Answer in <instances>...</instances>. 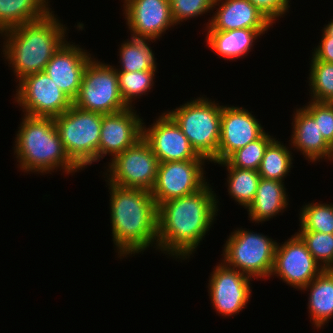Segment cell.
I'll return each instance as SVG.
<instances>
[{
    "instance_id": "cell-12",
    "label": "cell",
    "mask_w": 333,
    "mask_h": 333,
    "mask_svg": "<svg viewBox=\"0 0 333 333\" xmlns=\"http://www.w3.org/2000/svg\"><path fill=\"white\" fill-rule=\"evenodd\" d=\"M214 266L208 283V294L216 314L234 317L245 309L250 301L253 278L218 262ZM252 279V280H251Z\"/></svg>"
},
{
    "instance_id": "cell-11",
    "label": "cell",
    "mask_w": 333,
    "mask_h": 333,
    "mask_svg": "<svg viewBox=\"0 0 333 333\" xmlns=\"http://www.w3.org/2000/svg\"><path fill=\"white\" fill-rule=\"evenodd\" d=\"M206 159L160 162L151 195L157 207L168 200L198 192L208 182Z\"/></svg>"
},
{
    "instance_id": "cell-1",
    "label": "cell",
    "mask_w": 333,
    "mask_h": 333,
    "mask_svg": "<svg viewBox=\"0 0 333 333\" xmlns=\"http://www.w3.org/2000/svg\"><path fill=\"white\" fill-rule=\"evenodd\" d=\"M208 182L198 192L161 203L157 209V249L190 259L218 216L217 194ZM197 248V249H196Z\"/></svg>"
},
{
    "instance_id": "cell-9",
    "label": "cell",
    "mask_w": 333,
    "mask_h": 333,
    "mask_svg": "<svg viewBox=\"0 0 333 333\" xmlns=\"http://www.w3.org/2000/svg\"><path fill=\"white\" fill-rule=\"evenodd\" d=\"M107 163V172H103L107 183L151 191L156 183L160 162L142 137Z\"/></svg>"
},
{
    "instance_id": "cell-6",
    "label": "cell",
    "mask_w": 333,
    "mask_h": 333,
    "mask_svg": "<svg viewBox=\"0 0 333 333\" xmlns=\"http://www.w3.org/2000/svg\"><path fill=\"white\" fill-rule=\"evenodd\" d=\"M102 116L72 105L53 118L64 150L80 170L97 163Z\"/></svg>"
},
{
    "instance_id": "cell-36",
    "label": "cell",
    "mask_w": 333,
    "mask_h": 333,
    "mask_svg": "<svg viewBox=\"0 0 333 333\" xmlns=\"http://www.w3.org/2000/svg\"><path fill=\"white\" fill-rule=\"evenodd\" d=\"M321 36L317 47L312 49V56L317 60L333 63V38L328 37L323 31Z\"/></svg>"
},
{
    "instance_id": "cell-3",
    "label": "cell",
    "mask_w": 333,
    "mask_h": 333,
    "mask_svg": "<svg viewBox=\"0 0 333 333\" xmlns=\"http://www.w3.org/2000/svg\"><path fill=\"white\" fill-rule=\"evenodd\" d=\"M67 30L51 10L40 19L1 33L0 36L4 37L2 57L9 64L10 70L13 69L16 82L27 75L44 71L53 55L68 40Z\"/></svg>"
},
{
    "instance_id": "cell-22",
    "label": "cell",
    "mask_w": 333,
    "mask_h": 333,
    "mask_svg": "<svg viewBox=\"0 0 333 333\" xmlns=\"http://www.w3.org/2000/svg\"><path fill=\"white\" fill-rule=\"evenodd\" d=\"M284 182L260 178L255 197L247 208L252 223H264L287 209L288 193Z\"/></svg>"
},
{
    "instance_id": "cell-25",
    "label": "cell",
    "mask_w": 333,
    "mask_h": 333,
    "mask_svg": "<svg viewBox=\"0 0 333 333\" xmlns=\"http://www.w3.org/2000/svg\"><path fill=\"white\" fill-rule=\"evenodd\" d=\"M124 40L119 47L120 66L116 71L135 72L157 70L156 58L150 47V41L155 42L153 38H136L130 36V39Z\"/></svg>"
},
{
    "instance_id": "cell-17",
    "label": "cell",
    "mask_w": 333,
    "mask_h": 333,
    "mask_svg": "<svg viewBox=\"0 0 333 333\" xmlns=\"http://www.w3.org/2000/svg\"><path fill=\"white\" fill-rule=\"evenodd\" d=\"M244 107L222 105L217 163L258 139L265 130L259 119Z\"/></svg>"
},
{
    "instance_id": "cell-14",
    "label": "cell",
    "mask_w": 333,
    "mask_h": 333,
    "mask_svg": "<svg viewBox=\"0 0 333 333\" xmlns=\"http://www.w3.org/2000/svg\"><path fill=\"white\" fill-rule=\"evenodd\" d=\"M123 16L130 34L136 38L160 39L176 25L169 0H123Z\"/></svg>"
},
{
    "instance_id": "cell-16",
    "label": "cell",
    "mask_w": 333,
    "mask_h": 333,
    "mask_svg": "<svg viewBox=\"0 0 333 333\" xmlns=\"http://www.w3.org/2000/svg\"><path fill=\"white\" fill-rule=\"evenodd\" d=\"M134 108L102 116L97 162L107 154L113 159L143 137V117Z\"/></svg>"
},
{
    "instance_id": "cell-4",
    "label": "cell",
    "mask_w": 333,
    "mask_h": 333,
    "mask_svg": "<svg viewBox=\"0 0 333 333\" xmlns=\"http://www.w3.org/2000/svg\"><path fill=\"white\" fill-rule=\"evenodd\" d=\"M23 116L13 147L18 168L27 174L42 175L60 168L68 175L79 172L64 150L54 119Z\"/></svg>"
},
{
    "instance_id": "cell-5",
    "label": "cell",
    "mask_w": 333,
    "mask_h": 333,
    "mask_svg": "<svg viewBox=\"0 0 333 333\" xmlns=\"http://www.w3.org/2000/svg\"><path fill=\"white\" fill-rule=\"evenodd\" d=\"M221 111L222 105L200 95L166 113L180 127L195 152L208 162L216 164Z\"/></svg>"
},
{
    "instance_id": "cell-33",
    "label": "cell",
    "mask_w": 333,
    "mask_h": 333,
    "mask_svg": "<svg viewBox=\"0 0 333 333\" xmlns=\"http://www.w3.org/2000/svg\"><path fill=\"white\" fill-rule=\"evenodd\" d=\"M175 25L214 11V0H169Z\"/></svg>"
},
{
    "instance_id": "cell-2",
    "label": "cell",
    "mask_w": 333,
    "mask_h": 333,
    "mask_svg": "<svg viewBox=\"0 0 333 333\" xmlns=\"http://www.w3.org/2000/svg\"><path fill=\"white\" fill-rule=\"evenodd\" d=\"M107 186L110 190L112 241L120 259L143 254L150 247L157 251L158 207L151 191L111 183Z\"/></svg>"
},
{
    "instance_id": "cell-27",
    "label": "cell",
    "mask_w": 333,
    "mask_h": 333,
    "mask_svg": "<svg viewBox=\"0 0 333 333\" xmlns=\"http://www.w3.org/2000/svg\"><path fill=\"white\" fill-rule=\"evenodd\" d=\"M290 147V143L285 146L277 138L267 146L258 170L261 178L283 182L289 176L294 156Z\"/></svg>"
},
{
    "instance_id": "cell-7",
    "label": "cell",
    "mask_w": 333,
    "mask_h": 333,
    "mask_svg": "<svg viewBox=\"0 0 333 333\" xmlns=\"http://www.w3.org/2000/svg\"><path fill=\"white\" fill-rule=\"evenodd\" d=\"M277 240L246 228H236L228 236L222 262L255 279H270ZM267 277V278H266Z\"/></svg>"
},
{
    "instance_id": "cell-37",
    "label": "cell",
    "mask_w": 333,
    "mask_h": 333,
    "mask_svg": "<svg viewBox=\"0 0 333 333\" xmlns=\"http://www.w3.org/2000/svg\"><path fill=\"white\" fill-rule=\"evenodd\" d=\"M328 37H332L333 38V19H331V21L328 22L327 25H325L323 27L322 30Z\"/></svg>"
},
{
    "instance_id": "cell-21",
    "label": "cell",
    "mask_w": 333,
    "mask_h": 333,
    "mask_svg": "<svg viewBox=\"0 0 333 333\" xmlns=\"http://www.w3.org/2000/svg\"><path fill=\"white\" fill-rule=\"evenodd\" d=\"M269 29H235L229 31H207L206 43L215 54L224 60L244 58L253 49L258 37Z\"/></svg>"
},
{
    "instance_id": "cell-15",
    "label": "cell",
    "mask_w": 333,
    "mask_h": 333,
    "mask_svg": "<svg viewBox=\"0 0 333 333\" xmlns=\"http://www.w3.org/2000/svg\"><path fill=\"white\" fill-rule=\"evenodd\" d=\"M143 138L149 143L159 162L205 159L195 152L188 138L166 111L149 127L143 121Z\"/></svg>"
},
{
    "instance_id": "cell-24",
    "label": "cell",
    "mask_w": 333,
    "mask_h": 333,
    "mask_svg": "<svg viewBox=\"0 0 333 333\" xmlns=\"http://www.w3.org/2000/svg\"><path fill=\"white\" fill-rule=\"evenodd\" d=\"M49 0H0V34L52 10Z\"/></svg>"
},
{
    "instance_id": "cell-18",
    "label": "cell",
    "mask_w": 333,
    "mask_h": 333,
    "mask_svg": "<svg viewBox=\"0 0 333 333\" xmlns=\"http://www.w3.org/2000/svg\"><path fill=\"white\" fill-rule=\"evenodd\" d=\"M94 58L80 45L66 41L45 66L44 72L74 101L87 64Z\"/></svg>"
},
{
    "instance_id": "cell-13",
    "label": "cell",
    "mask_w": 333,
    "mask_h": 333,
    "mask_svg": "<svg viewBox=\"0 0 333 333\" xmlns=\"http://www.w3.org/2000/svg\"><path fill=\"white\" fill-rule=\"evenodd\" d=\"M322 271L296 232L283 244L277 242L270 278L277 276L287 285L301 291Z\"/></svg>"
},
{
    "instance_id": "cell-10",
    "label": "cell",
    "mask_w": 333,
    "mask_h": 333,
    "mask_svg": "<svg viewBox=\"0 0 333 333\" xmlns=\"http://www.w3.org/2000/svg\"><path fill=\"white\" fill-rule=\"evenodd\" d=\"M14 96L23 115L56 117L73 105V101L43 71L25 76L17 82Z\"/></svg>"
},
{
    "instance_id": "cell-31",
    "label": "cell",
    "mask_w": 333,
    "mask_h": 333,
    "mask_svg": "<svg viewBox=\"0 0 333 333\" xmlns=\"http://www.w3.org/2000/svg\"><path fill=\"white\" fill-rule=\"evenodd\" d=\"M274 139L265 131L258 139L233 152L226 161L235 168L258 171L266 148Z\"/></svg>"
},
{
    "instance_id": "cell-30",
    "label": "cell",
    "mask_w": 333,
    "mask_h": 333,
    "mask_svg": "<svg viewBox=\"0 0 333 333\" xmlns=\"http://www.w3.org/2000/svg\"><path fill=\"white\" fill-rule=\"evenodd\" d=\"M298 231L333 234V204L312 202L300 208Z\"/></svg>"
},
{
    "instance_id": "cell-23",
    "label": "cell",
    "mask_w": 333,
    "mask_h": 333,
    "mask_svg": "<svg viewBox=\"0 0 333 333\" xmlns=\"http://www.w3.org/2000/svg\"><path fill=\"white\" fill-rule=\"evenodd\" d=\"M307 290L310 321L320 330L333 318V270H323L301 291Z\"/></svg>"
},
{
    "instance_id": "cell-29",
    "label": "cell",
    "mask_w": 333,
    "mask_h": 333,
    "mask_svg": "<svg viewBox=\"0 0 333 333\" xmlns=\"http://www.w3.org/2000/svg\"><path fill=\"white\" fill-rule=\"evenodd\" d=\"M309 59L310 100L333 103V63L317 60L313 56Z\"/></svg>"
},
{
    "instance_id": "cell-19",
    "label": "cell",
    "mask_w": 333,
    "mask_h": 333,
    "mask_svg": "<svg viewBox=\"0 0 333 333\" xmlns=\"http://www.w3.org/2000/svg\"><path fill=\"white\" fill-rule=\"evenodd\" d=\"M218 6V7H217ZM216 8V9H215ZM211 19L205 31L269 29L273 23L249 0H214Z\"/></svg>"
},
{
    "instance_id": "cell-32",
    "label": "cell",
    "mask_w": 333,
    "mask_h": 333,
    "mask_svg": "<svg viewBox=\"0 0 333 333\" xmlns=\"http://www.w3.org/2000/svg\"><path fill=\"white\" fill-rule=\"evenodd\" d=\"M323 270H333V234L316 231L296 232Z\"/></svg>"
},
{
    "instance_id": "cell-34",
    "label": "cell",
    "mask_w": 333,
    "mask_h": 333,
    "mask_svg": "<svg viewBox=\"0 0 333 333\" xmlns=\"http://www.w3.org/2000/svg\"><path fill=\"white\" fill-rule=\"evenodd\" d=\"M303 108L318 122L322 137L333 148V103L310 100Z\"/></svg>"
},
{
    "instance_id": "cell-26",
    "label": "cell",
    "mask_w": 333,
    "mask_h": 333,
    "mask_svg": "<svg viewBox=\"0 0 333 333\" xmlns=\"http://www.w3.org/2000/svg\"><path fill=\"white\" fill-rule=\"evenodd\" d=\"M216 164L226 167V171H228L227 183L225 184H227L229 196L247 209L255 197L260 182L259 172L232 167L226 160Z\"/></svg>"
},
{
    "instance_id": "cell-20",
    "label": "cell",
    "mask_w": 333,
    "mask_h": 333,
    "mask_svg": "<svg viewBox=\"0 0 333 333\" xmlns=\"http://www.w3.org/2000/svg\"><path fill=\"white\" fill-rule=\"evenodd\" d=\"M291 148L300 151L306 160L316 163L321 160L333 161V148L322 137L318 122L302 107L293 111Z\"/></svg>"
},
{
    "instance_id": "cell-8",
    "label": "cell",
    "mask_w": 333,
    "mask_h": 333,
    "mask_svg": "<svg viewBox=\"0 0 333 333\" xmlns=\"http://www.w3.org/2000/svg\"><path fill=\"white\" fill-rule=\"evenodd\" d=\"M73 105L85 111L113 114L125 110L115 66L93 58L86 66L78 96Z\"/></svg>"
},
{
    "instance_id": "cell-28",
    "label": "cell",
    "mask_w": 333,
    "mask_h": 333,
    "mask_svg": "<svg viewBox=\"0 0 333 333\" xmlns=\"http://www.w3.org/2000/svg\"><path fill=\"white\" fill-rule=\"evenodd\" d=\"M157 70L125 72L117 71L120 95L128 107L133 108L137 98L153 89ZM147 92V93H146Z\"/></svg>"
},
{
    "instance_id": "cell-35",
    "label": "cell",
    "mask_w": 333,
    "mask_h": 333,
    "mask_svg": "<svg viewBox=\"0 0 333 333\" xmlns=\"http://www.w3.org/2000/svg\"><path fill=\"white\" fill-rule=\"evenodd\" d=\"M256 6L264 15L275 24L277 18L284 17L289 13L291 0H249Z\"/></svg>"
}]
</instances>
